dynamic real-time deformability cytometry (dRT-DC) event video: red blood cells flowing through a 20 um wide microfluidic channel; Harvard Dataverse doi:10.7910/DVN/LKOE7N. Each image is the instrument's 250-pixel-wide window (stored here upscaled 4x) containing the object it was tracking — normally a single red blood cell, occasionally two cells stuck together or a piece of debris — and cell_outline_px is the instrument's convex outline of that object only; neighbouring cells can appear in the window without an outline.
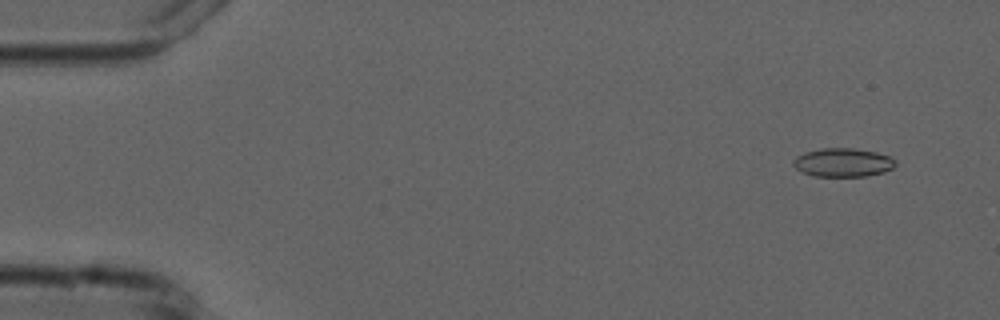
{"species": "common noctule bat (a hibernating species)", "species_latin": "Nyctalus noctula", "temperature_condition": "cold", "stored_images_in_passage": 6, "camera_frame_rate_fps": 3000, "um_per_image_px": 0.085, "animal": {"sex": "male", "forearm_length_mm": 52.5}, "frame": {"image": 1, "passage_image": 2, "time_ms": 1.0, "image_size_px": [1000, 320], "cell_outline_px": [[896, 164], [892, 168], [884, 172], [868, 176], [812, 176], [796, 168], [792, 164], [792, 160], [796, 156], [804, 152], [820, 148], [852, 148], [876, 152], [892, 156], [896, 160]], "centroid_in_image_um": [71.66, 13.8], "position_along_channel_um": 13.3, "area_um2": 17.22}}
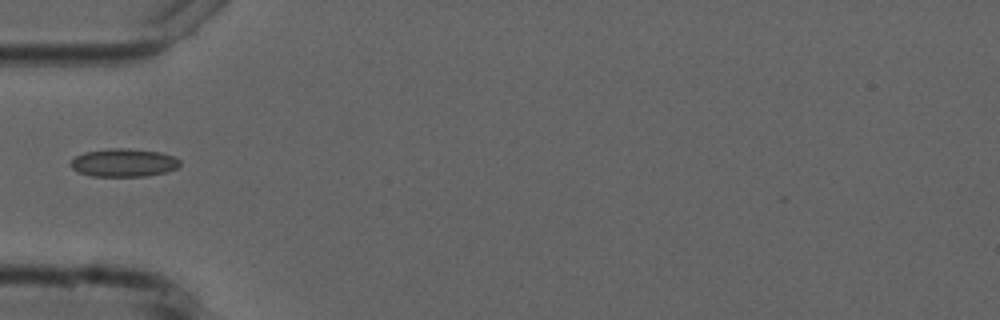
{"frame": {"image": 2, "passage_image": 5, "time_ms": 5.667, "image_size_px": [1000, 320], "cell_outline_px": [[180, 164], [176, 168], [168, 172], [144, 176], [92, 176], [80, 172], [72, 168], [68, 164], [76, 156], [84, 152], [108, 148], [128, 148], [160, 152], [172, 156], [180, 160]], "centroid_in_image_um": [10.51, 13.82], "position_along_channel_um": 74.5, "area_um2": 17.92}}
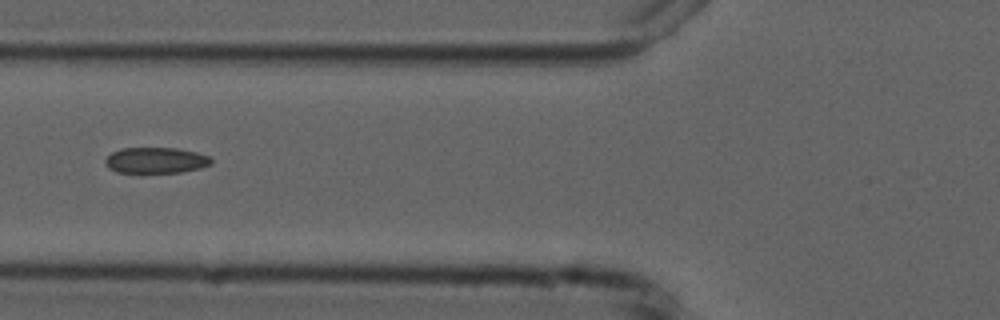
{"frame": {"image": 3, "passage_image": 6, "time_ms": 6.667, "image_size_px": [1000, 320], "cell_outline_px": [[212, 164], [200, 168], [180, 172], [116, 172], [108, 168], [104, 164], [104, 160], [112, 152], [120, 148], [176, 148], [196, 152], [208, 156], [212, 160]], "centroid_in_image_um": [13.22, 13.62], "position_along_channel_um": 112.6, "area_um2": 15.95}}